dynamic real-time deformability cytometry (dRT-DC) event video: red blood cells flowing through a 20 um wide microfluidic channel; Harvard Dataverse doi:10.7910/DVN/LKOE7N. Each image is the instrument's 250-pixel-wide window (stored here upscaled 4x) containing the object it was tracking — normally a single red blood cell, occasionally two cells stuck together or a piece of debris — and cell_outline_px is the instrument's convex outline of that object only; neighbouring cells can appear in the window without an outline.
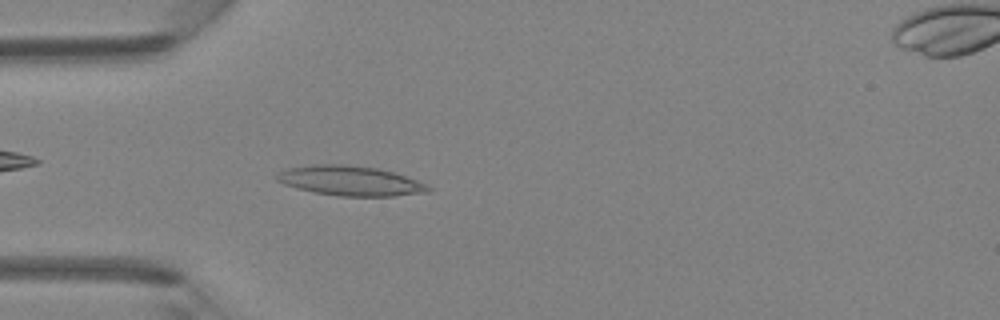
{"species": "Egyptian fruit bat (a non-hibernating species)", "species_latin": "Rousettus aegyptiacus", "temperature_condition": "room temperature", "stored_images_in_passage": 45, "camera_frame_rate_fps": 3000, "um_per_image_px": 0.085, "animal": {"sex": "female"}, "frame": {"image": 1, "passage_image": 12, "time_ms": 3.667, "image_size_px": [1000, 320], "cell_outline_px": [[432, 188], [428, 192], [392, 196], [340, 196], [316, 192], [284, 184], [276, 180], [276, 176], [280, 172], [288, 168], [312, 164], [344, 164], [376, 168], [392, 172], [416, 180]], "centroid_in_image_um": [29.76, 15.36], "position_along_channel_um": 55.2, "area_um2": 25.84}}
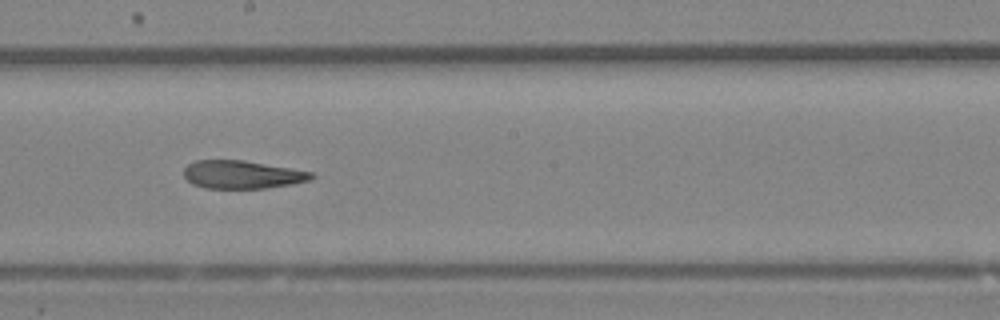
{"frame": {"image": 2, "passage_image": 24, "time_ms": 7.667, "image_size_px": [1000, 320], "cell_outline_px": [[316, 176], [308, 180], [288, 184], [264, 188], [204, 188], [192, 184], [184, 176], [184, 168], [188, 164], [196, 160], [244, 160], [312, 172]], "centroid_in_image_um": [20.53, 14.83], "position_along_channel_um": 227.7, "area_um2": 20.63}}
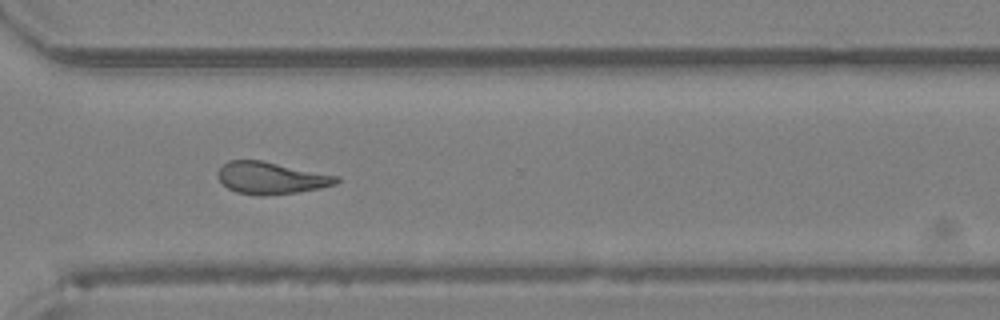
{"frame": {"image": 3, "passage_image": 32, "time_ms": 10.333, "image_size_px": [1000, 320], "cell_outline_px": [[340, 180], [336, 184], [320, 188], [296, 192], [264, 196], [260, 196], [236, 192], [228, 188], [216, 176], [216, 172], [228, 160], [260, 160], [340, 176]], "centroid_in_image_um": [23.03, 15.13], "position_along_channel_um": 347.6, "area_um2": 22.14}}